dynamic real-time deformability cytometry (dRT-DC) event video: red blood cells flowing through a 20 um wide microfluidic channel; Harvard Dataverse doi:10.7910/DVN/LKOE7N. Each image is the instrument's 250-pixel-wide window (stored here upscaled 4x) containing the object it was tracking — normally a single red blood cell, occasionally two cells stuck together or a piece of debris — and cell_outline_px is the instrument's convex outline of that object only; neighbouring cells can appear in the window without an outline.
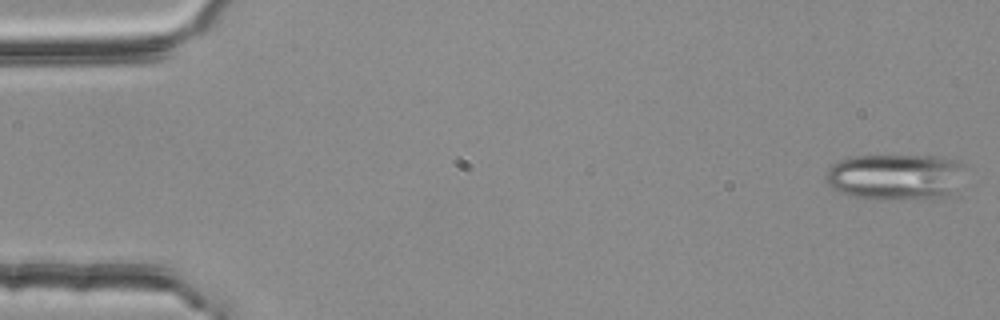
{"species": "common noctule bat (a hibernating species)", "species_latin": "Nyctalus noctula", "temperature_condition": "room temperature", "stored_images_in_passage": 15, "camera_frame_rate_fps": 3000, "um_per_image_px": 0.085, "animal": {"sex": "female", "body_mass_g": 25.1}, "frame": {"image": 1, "passage_image": 1, "time_ms": 0.0, "image_size_px": [1000, 320], "cell_outline_px": [[964, 164], [948, 192], [940, 196], [892, 200], [872, 200], [852, 196], [840, 192], [832, 188], [828, 184], [824, 176], [828, 168], [832, 164], [840, 160], [852, 156], [932, 156], [952, 160]], "centroid_in_image_um": [75.91, 15.02], "position_along_channel_um": 9.1, "area_um2": 36.47}}